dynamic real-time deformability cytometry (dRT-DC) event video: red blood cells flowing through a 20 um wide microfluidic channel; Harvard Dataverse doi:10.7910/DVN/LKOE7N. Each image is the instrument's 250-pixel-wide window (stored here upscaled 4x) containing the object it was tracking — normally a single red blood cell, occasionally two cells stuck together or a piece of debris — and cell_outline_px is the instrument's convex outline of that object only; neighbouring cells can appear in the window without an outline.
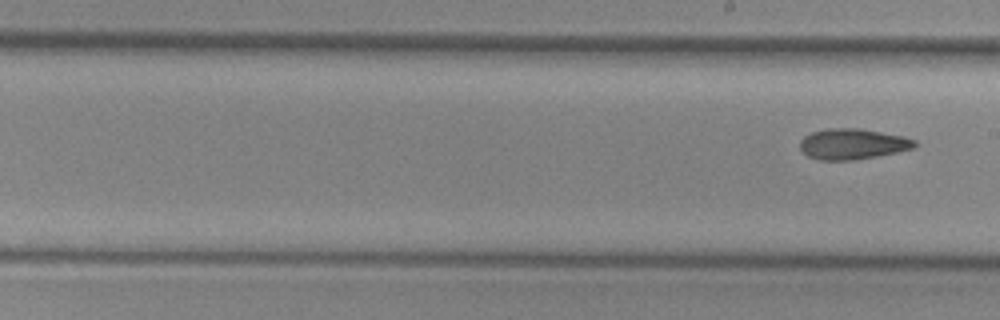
{"species": "common noctule bat (a hibernating species)", "species_latin": "Nyctalus noctula", "temperature_condition": "cold", "stored_images_in_passage": 9, "segment_of_instrument_passage": [2, 2], "camera_frame_rate_fps": 3000, "um_per_image_px": 0.085, "animal": {"sex": "female", "body_mass_g": 29.2, "forearm_length_mm": 56.3}, "frame": {"image": 1, "passage_image": 9, "time_ms": 11.333, "image_size_px": [1000, 320], "cell_outline_px": [[916, 144], [912, 148], [896, 152], [876, 156], [852, 160], [820, 160], [808, 156], [800, 148], [800, 140], [804, 136], [812, 132], [828, 128], [856, 128], [904, 136], [916, 140]], "centroid_in_image_um": [72.44, 12.23], "position_along_channel_um": 216.6, "area_um2": 20.29}}